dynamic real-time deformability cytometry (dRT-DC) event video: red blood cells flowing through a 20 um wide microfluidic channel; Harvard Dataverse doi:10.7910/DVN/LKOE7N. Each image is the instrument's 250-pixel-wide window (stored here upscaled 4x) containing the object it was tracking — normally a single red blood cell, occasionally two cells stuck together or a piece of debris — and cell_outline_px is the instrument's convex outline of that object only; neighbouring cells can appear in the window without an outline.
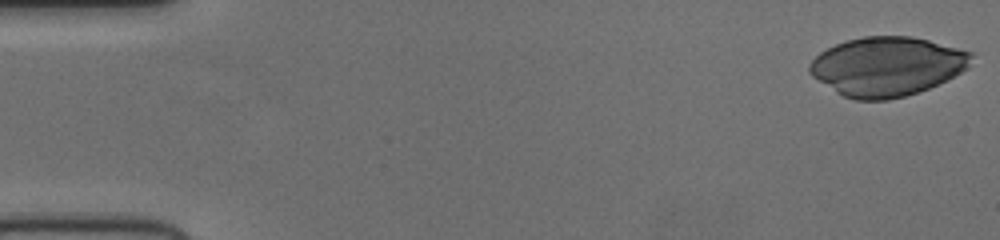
{"species": "human", "species_latin": "Homo sapiens", "temperature_condition": "cold", "stored_images_in_passage": 52, "camera_frame_rate_fps": 3000, "um_per_image_px": 0.085, "donor": {"sex": "female"}, "frame": {"image": 1, "passage_image": 1, "time_ms": 0.0, "image_size_px": [1000, 240], "cell_outline_px": [[972, 56], [968, 68], [928, 88], [904, 96], [888, 100], [856, 100], [844, 96], [836, 92], [812, 76], [808, 72], [808, 68], [812, 60], [820, 52], [836, 44], [848, 40], [864, 36], [912, 36], [928, 40], [972, 52]], "centroid_in_image_um": [75.37, 5.64], "position_along_channel_um": 9.6, "area_um2": 55.2}}